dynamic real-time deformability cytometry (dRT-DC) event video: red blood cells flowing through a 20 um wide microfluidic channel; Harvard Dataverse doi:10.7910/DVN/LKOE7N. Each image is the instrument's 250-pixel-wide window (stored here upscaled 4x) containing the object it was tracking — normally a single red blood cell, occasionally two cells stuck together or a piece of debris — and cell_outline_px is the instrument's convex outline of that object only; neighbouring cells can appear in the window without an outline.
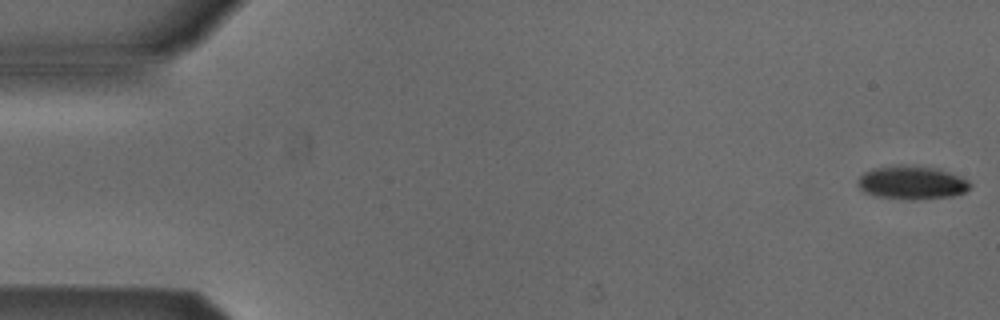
{"species": "Egyptian fruit bat (a non-hibernating species)", "species_latin": "Rousettus aegyptiacus", "temperature_condition": "cold", "stored_images_in_passage": 5, "camera_frame_rate_fps": 3000, "um_per_image_px": 0.085, "animal": {"sex": "male"}, "frame": {"image": 1, "passage_image": 1, "time_ms": 0.0, "image_size_px": [1000, 320], "cell_outline_px": [[972, 184], [964, 192], [952, 196], [920, 200], [908, 200], [876, 196], [864, 192], [856, 184], [856, 180], [864, 172], [872, 168], [904, 164], [940, 168], [968, 180]], "centroid_in_image_um": [77.48, 15.52], "position_along_channel_um": 7.5, "area_um2": 22.25}}
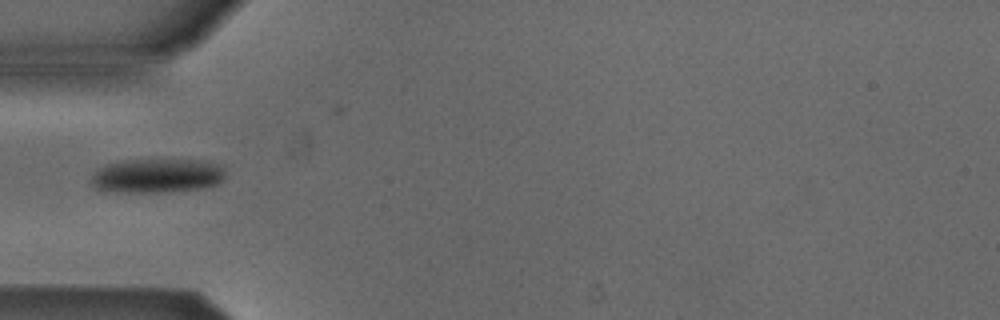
{"frame": {"image": 2, "passage_image": 5, "time_ms": 1.333, "image_size_px": [1000, 320], "cell_outline_px": [[224, 180], [216, 184], [200, 188], [160, 192], [108, 192], [96, 188], [88, 180], [104, 164], [124, 160], [208, 160], [220, 164], [224, 168]], "centroid_in_image_um": [13.34, 14.93], "position_along_channel_um": 71.7, "area_um2": 26.93}}